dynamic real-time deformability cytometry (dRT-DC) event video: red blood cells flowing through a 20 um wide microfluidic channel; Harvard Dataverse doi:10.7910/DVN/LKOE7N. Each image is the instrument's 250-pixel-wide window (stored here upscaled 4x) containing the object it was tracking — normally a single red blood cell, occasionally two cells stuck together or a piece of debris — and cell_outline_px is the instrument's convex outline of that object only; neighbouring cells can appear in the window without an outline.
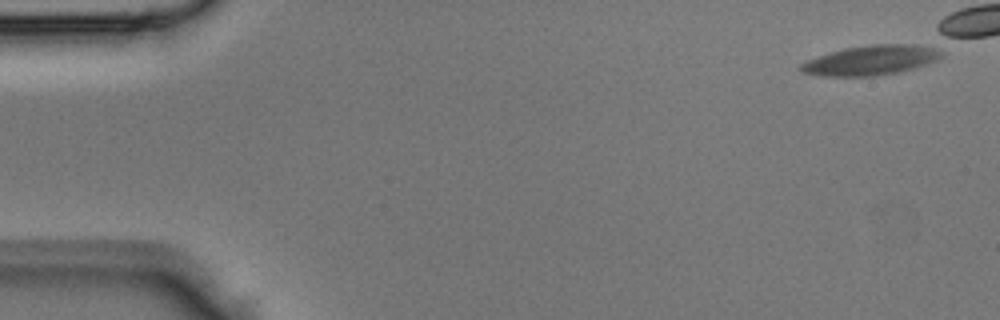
{"species": "Egyptian fruit bat (a non-hibernating species)", "species_latin": "Rousettus aegyptiacus", "temperature_condition": "room temperature", "stored_images_in_passage": 35, "camera_frame_rate_fps": 3000, "um_per_image_px": 0.085, "animal": {"sex": "male"}, "frame": {"image": 1, "passage_image": 1, "time_ms": 0.0, "image_size_px": [1000, 320], "cell_outline_px": [[944, 56], [936, 60], [900, 72], [872, 76], [820, 76], [800, 72], [800, 64], [808, 60], [844, 48], [872, 44], [912, 44], [932, 48], [940, 52]], "centroid_in_image_um": [73.98, 5.13], "position_along_channel_um": 11.0, "area_um2": 23.99}}
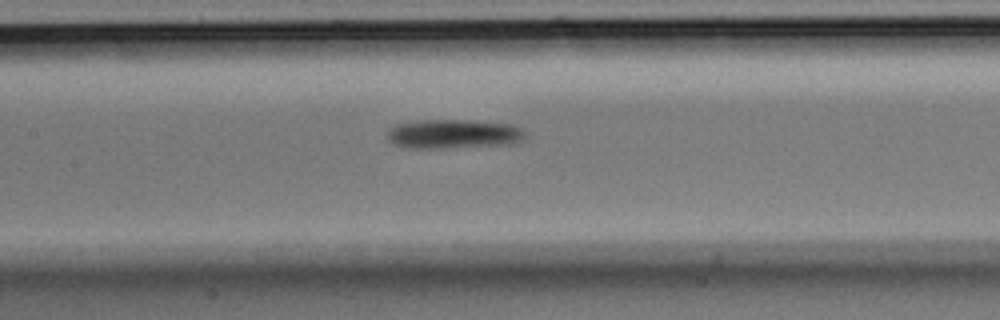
{"frame": {"image": 2, "passage_image": 20, "time_ms": 6.333, "image_size_px": [1000, 320], "cell_outline_px": [[524, 140], [516, 144], [448, 148], [408, 148], [396, 144], [388, 140], [384, 132], [388, 128], [396, 124], [416, 120], [476, 120], [512, 124], [524, 128]], "centroid_in_image_um": [38.56, 11.38], "position_along_channel_um": 168.8, "area_um2": 24.16}}
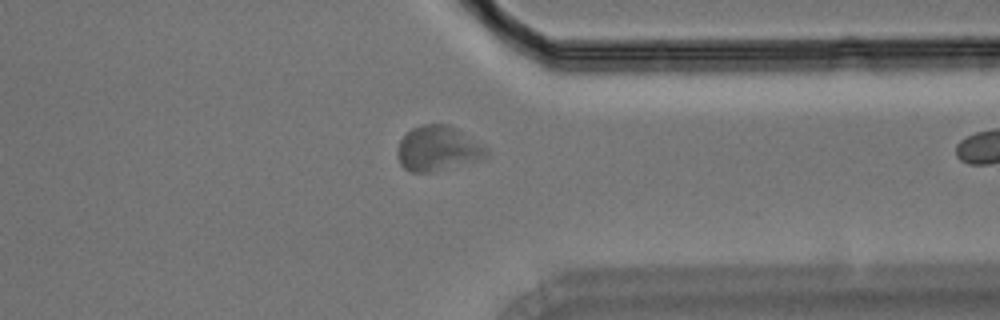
{"frame": {"image": 3, "passage_image": 34, "time_ms": 11.0, "image_size_px": [1000, 320], "cell_outline_px": [[488, 156], [476, 160], [428, 172], [408, 172], [400, 164], [396, 156], [396, 152], [400, 140], [412, 128], [420, 124], [448, 124], [456, 128], [484, 144], [488, 148]], "centroid_in_image_um": [37.19, 12.6], "position_along_channel_um": 374.2, "area_um2": 23.24}}